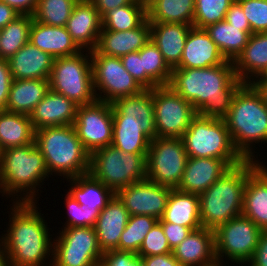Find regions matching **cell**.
Masks as SVG:
<instances>
[{
	"mask_svg": "<svg viewBox=\"0 0 267 266\" xmlns=\"http://www.w3.org/2000/svg\"><path fill=\"white\" fill-rule=\"evenodd\" d=\"M244 84L231 61L206 68H173L169 86L202 117L223 119Z\"/></svg>",
	"mask_w": 267,
	"mask_h": 266,
	"instance_id": "cell-1",
	"label": "cell"
},
{
	"mask_svg": "<svg viewBox=\"0 0 267 266\" xmlns=\"http://www.w3.org/2000/svg\"><path fill=\"white\" fill-rule=\"evenodd\" d=\"M9 215L7 233L0 237L11 266H46L52 257L53 241L37 202H15Z\"/></svg>",
	"mask_w": 267,
	"mask_h": 266,
	"instance_id": "cell-2",
	"label": "cell"
},
{
	"mask_svg": "<svg viewBox=\"0 0 267 266\" xmlns=\"http://www.w3.org/2000/svg\"><path fill=\"white\" fill-rule=\"evenodd\" d=\"M223 120L240 156L258 161L252 145L267 143V105L251 83H244L238 89Z\"/></svg>",
	"mask_w": 267,
	"mask_h": 266,
	"instance_id": "cell-3",
	"label": "cell"
},
{
	"mask_svg": "<svg viewBox=\"0 0 267 266\" xmlns=\"http://www.w3.org/2000/svg\"><path fill=\"white\" fill-rule=\"evenodd\" d=\"M260 161L244 160L231 167L199 196L202 227L215 230L242 215L244 189L248 175Z\"/></svg>",
	"mask_w": 267,
	"mask_h": 266,
	"instance_id": "cell-4",
	"label": "cell"
},
{
	"mask_svg": "<svg viewBox=\"0 0 267 266\" xmlns=\"http://www.w3.org/2000/svg\"><path fill=\"white\" fill-rule=\"evenodd\" d=\"M46 177L44 157L35 142L0 152V193L18 196L15 202H37V188Z\"/></svg>",
	"mask_w": 267,
	"mask_h": 266,
	"instance_id": "cell-5",
	"label": "cell"
},
{
	"mask_svg": "<svg viewBox=\"0 0 267 266\" xmlns=\"http://www.w3.org/2000/svg\"><path fill=\"white\" fill-rule=\"evenodd\" d=\"M35 143L50 176L54 173L71 179L89 172L90 153L79 140L73 125L38 129Z\"/></svg>",
	"mask_w": 267,
	"mask_h": 266,
	"instance_id": "cell-6",
	"label": "cell"
},
{
	"mask_svg": "<svg viewBox=\"0 0 267 266\" xmlns=\"http://www.w3.org/2000/svg\"><path fill=\"white\" fill-rule=\"evenodd\" d=\"M181 139L188 157L217 158L231 167L244 161L235 150L223 119L197 114Z\"/></svg>",
	"mask_w": 267,
	"mask_h": 266,
	"instance_id": "cell-7",
	"label": "cell"
},
{
	"mask_svg": "<svg viewBox=\"0 0 267 266\" xmlns=\"http://www.w3.org/2000/svg\"><path fill=\"white\" fill-rule=\"evenodd\" d=\"M146 155L106 146L90 154L88 173L116 194L130 184L146 179Z\"/></svg>",
	"mask_w": 267,
	"mask_h": 266,
	"instance_id": "cell-8",
	"label": "cell"
},
{
	"mask_svg": "<svg viewBox=\"0 0 267 266\" xmlns=\"http://www.w3.org/2000/svg\"><path fill=\"white\" fill-rule=\"evenodd\" d=\"M85 51L54 58L49 77L50 90L66 96L78 106L88 105L97 100L93 86L90 51L87 53Z\"/></svg>",
	"mask_w": 267,
	"mask_h": 266,
	"instance_id": "cell-9",
	"label": "cell"
},
{
	"mask_svg": "<svg viewBox=\"0 0 267 266\" xmlns=\"http://www.w3.org/2000/svg\"><path fill=\"white\" fill-rule=\"evenodd\" d=\"M261 233L262 230L243 215L232 218L217 227L214 230V242L218 265L224 266L222 264L224 256L232 263L248 264Z\"/></svg>",
	"mask_w": 267,
	"mask_h": 266,
	"instance_id": "cell-10",
	"label": "cell"
},
{
	"mask_svg": "<svg viewBox=\"0 0 267 266\" xmlns=\"http://www.w3.org/2000/svg\"><path fill=\"white\" fill-rule=\"evenodd\" d=\"M188 155L181 138L155 137L146 155V179L176 189L184 173Z\"/></svg>",
	"mask_w": 267,
	"mask_h": 266,
	"instance_id": "cell-11",
	"label": "cell"
},
{
	"mask_svg": "<svg viewBox=\"0 0 267 266\" xmlns=\"http://www.w3.org/2000/svg\"><path fill=\"white\" fill-rule=\"evenodd\" d=\"M62 230V231H61ZM53 239V252L48 266H95L103 252L94 227L62 228Z\"/></svg>",
	"mask_w": 267,
	"mask_h": 266,
	"instance_id": "cell-12",
	"label": "cell"
},
{
	"mask_svg": "<svg viewBox=\"0 0 267 266\" xmlns=\"http://www.w3.org/2000/svg\"><path fill=\"white\" fill-rule=\"evenodd\" d=\"M90 56L97 100L113 103L118 98L136 95L143 90L124 68L121 58L101 53H90Z\"/></svg>",
	"mask_w": 267,
	"mask_h": 266,
	"instance_id": "cell-13",
	"label": "cell"
},
{
	"mask_svg": "<svg viewBox=\"0 0 267 266\" xmlns=\"http://www.w3.org/2000/svg\"><path fill=\"white\" fill-rule=\"evenodd\" d=\"M153 107L156 137L182 138L197 115L192 104L169 85L153 88Z\"/></svg>",
	"mask_w": 267,
	"mask_h": 266,
	"instance_id": "cell-14",
	"label": "cell"
},
{
	"mask_svg": "<svg viewBox=\"0 0 267 266\" xmlns=\"http://www.w3.org/2000/svg\"><path fill=\"white\" fill-rule=\"evenodd\" d=\"M73 126L90 154L110 146L113 139L112 103L96 100L91 104L78 106Z\"/></svg>",
	"mask_w": 267,
	"mask_h": 266,
	"instance_id": "cell-15",
	"label": "cell"
},
{
	"mask_svg": "<svg viewBox=\"0 0 267 266\" xmlns=\"http://www.w3.org/2000/svg\"><path fill=\"white\" fill-rule=\"evenodd\" d=\"M171 190L172 188L144 179L119 190L116 195L130 216L149 215L160 220Z\"/></svg>",
	"mask_w": 267,
	"mask_h": 266,
	"instance_id": "cell-16",
	"label": "cell"
},
{
	"mask_svg": "<svg viewBox=\"0 0 267 266\" xmlns=\"http://www.w3.org/2000/svg\"><path fill=\"white\" fill-rule=\"evenodd\" d=\"M112 114L113 122L139 123L151 139L156 137L153 89L118 98L112 103Z\"/></svg>",
	"mask_w": 267,
	"mask_h": 266,
	"instance_id": "cell-17",
	"label": "cell"
},
{
	"mask_svg": "<svg viewBox=\"0 0 267 266\" xmlns=\"http://www.w3.org/2000/svg\"><path fill=\"white\" fill-rule=\"evenodd\" d=\"M66 29L80 50L93 51L97 45L102 24L98 10L90 0H79L73 8Z\"/></svg>",
	"mask_w": 267,
	"mask_h": 266,
	"instance_id": "cell-18",
	"label": "cell"
},
{
	"mask_svg": "<svg viewBox=\"0 0 267 266\" xmlns=\"http://www.w3.org/2000/svg\"><path fill=\"white\" fill-rule=\"evenodd\" d=\"M231 166L217 158L188 157L184 173L176 190L200 195Z\"/></svg>",
	"mask_w": 267,
	"mask_h": 266,
	"instance_id": "cell-19",
	"label": "cell"
},
{
	"mask_svg": "<svg viewBox=\"0 0 267 266\" xmlns=\"http://www.w3.org/2000/svg\"><path fill=\"white\" fill-rule=\"evenodd\" d=\"M181 266H219L215 255L214 230L201 227L172 250Z\"/></svg>",
	"mask_w": 267,
	"mask_h": 266,
	"instance_id": "cell-20",
	"label": "cell"
},
{
	"mask_svg": "<svg viewBox=\"0 0 267 266\" xmlns=\"http://www.w3.org/2000/svg\"><path fill=\"white\" fill-rule=\"evenodd\" d=\"M151 39L150 22L146 19L139 27L126 31L101 30L98 42L90 53H101L121 58L139 51Z\"/></svg>",
	"mask_w": 267,
	"mask_h": 266,
	"instance_id": "cell-21",
	"label": "cell"
},
{
	"mask_svg": "<svg viewBox=\"0 0 267 266\" xmlns=\"http://www.w3.org/2000/svg\"><path fill=\"white\" fill-rule=\"evenodd\" d=\"M77 109L74 101L49 90L29 117L35 131L44 127L73 125Z\"/></svg>",
	"mask_w": 267,
	"mask_h": 266,
	"instance_id": "cell-22",
	"label": "cell"
},
{
	"mask_svg": "<svg viewBox=\"0 0 267 266\" xmlns=\"http://www.w3.org/2000/svg\"><path fill=\"white\" fill-rule=\"evenodd\" d=\"M228 62L205 29L192 27L175 68H206Z\"/></svg>",
	"mask_w": 267,
	"mask_h": 266,
	"instance_id": "cell-23",
	"label": "cell"
},
{
	"mask_svg": "<svg viewBox=\"0 0 267 266\" xmlns=\"http://www.w3.org/2000/svg\"><path fill=\"white\" fill-rule=\"evenodd\" d=\"M130 214L116 194L100 211L94 225L102 252L116 250Z\"/></svg>",
	"mask_w": 267,
	"mask_h": 266,
	"instance_id": "cell-24",
	"label": "cell"
},
{
	"mask_svg": "<svg viewBox=\"0 0 267 266\" xmlns=\"http://www.w3.org/2000/svg\"><path fill=\"white\" fill-rule=\"evenodd\" d=\"M242 215L267 230V166L262 162L247 177Z\"/></svg>",
	"mask_w": 267,
	"mask_h": 266,
	"instance_id": "cell-25",
	"label": "cell"
},
{
	"mask_svg": "<svg viewBox=\"0 0 267 266\" xmlns=\"http://www.w3.org/2000/svg\"><path fill=\"white\" fill-rule=\"evenodd\" d=\"M7 61L13 79H49L54 57L28 42Z\"/></svg>",
	"mask_w": 267,
	"mask_h": 266,
	"instance_id": "cell-26",
	"label": "cell"
},
{
	"mask_svg": "<svg viewBox=\"0 0 267 266\" xmlns=\"http://www.w3.org/2000/svg\"><path fill=\"white\" fill-rule=\"evenodd\" d=\"M193 25L150 22L151 40L168 66L175 68L182 58L188 33Z\"/></svg>",
	"mask_w": 267,
	"mask_h": 266,
	"instance_id": "cell-27",
	"label": "cell"
},
{
	"mask_svg": "<svg viewBox=\"0 0 267 266\" xmlns=\"http://www.w3.org/2000/svg\"><path fill=\"white\" fill-rule=\"evenodd\" d=\"M29 42L52 57H65L81 51L66 27L49 26L33 19Z\"/></svg>",
	"mask_w": 267,
	"mask_h": 266,
	"instance_id": "cell-28",
	"label": "cell"
},
{
	"mask_svg": "<svg viewBox=\"0 0 267 266\" xmlns=\"http://www.w3.org/2000/svg\"><path fill=\"white\" fill-rule=\"evenodd\" d=\"M233 64L236 77L251 83L267 66V32L251 34Z\"/></svg>",
	"mask_w": 267,
	"mask_h": 266,
	"instance_id": "cell-29",
	"label": "cell"
},
{
	"mask_svg": "<svg viewBox=\"0 0 267 266\" xmlns=\"http://www.w3.org/2000/svg\"><path fill=\"white\" fill-rule=\"evenodd\" d=\"M49 90V79H13L5 110L29 116Z\"/></svg>",
	"mask_w": 267,
	"mask_h": 266,
	"instance_id": "cell-30",
	"label": "cell"
},
{
	"mask_svg": "<svg viewBox=\"0 0 267 266\" xmlns=\"http://www.w3.org/2000/svg\"><path fill=\"white\" fill-rule=\"evenodd\" d=\"M162 219L189 227L192 231L201 228L199 196L172 189Z\"/></svg>",
	"mask_w": 267,
	"mask_h": 266,
	"instance_id": "cell-31",
	"label": "cell"
},
{
	"mask_svg": "<svg viewBox=\"0 0 267 266\" xmlns=\"http://www.w3.org/2000/svg\"><path fill=\"white\" fill-rule=\"evenodd\" d=\"M35 142V129L28 115L0 110V152Z\"/></svg>",
	"mask_w": 267,
	"mask_h": 266,
	"instance_id": "cell-32",
	"label": "cell"
},
{
	"mask_svg": "<svg viewBox=\"0 0 267 266\" xmlns=\"http://www.w3.org/2000/svg\"><path fill=\"white\" fill-rule=\"evenodd\" d=\"M68 194L80 205L93 211H101L114 193L89 173L71 179Z\"/></svg>",
	"mask_w": 267,
	"mask_h": 266,
	"instance_id": "cell-33",
	"label": "cell"
},
{
	"mask_svg": "<svg viewBox=\"0 0 267 266\" xmlns=\"http://www.w3.org/2000/svg\"><path fill=\"white\" fill-rule=\"evenodd\" d=\"M147 20L193 25L195 0H146Z\"/></svg>",
	"mask_w": 267,
	"mask_h": 266,
	"instance_id": "cell-34",
	"label": "cell"
},
{
	"mask_svg": "<svg viewBox=\"0 0 267 266\" xmlns=\"http://www.w3.org/2000/svg\"><path fill=\"white\" fill-rule=\"evenodd\" d=\"M227 61L234 62L242 53L250 35L242 27L232 26L225 20L204 28Z\"/></svg>",
	"mask_w": 267,
	"mask_h": 266,
	"instance_id": "cell-35",
	"label": "cell"
},
{
	"mask_svg": "<svg viewBox=\"0 0 267 266\" xmlns=\"http://www.w3.org/2000/svg\"><path fill=\"white\" fill-rule=\"evenodd\" d=\"M147 19L146 0H133L101 17V30L126 31L139 27Z\"/></svg>",
	"mask_w": 267,
	"mask_h": 266,
	"instance_id": "cell-36",
	"label": "cell"
},
{
	"mask_svg": "<svg viewBox=\"0 0 267 266\" xmlns=\"http://www.w3.org/2000/svg\"><path fill=\"white\" fill-rule=\"evenodd\" d=\"M140 57L145 70V89L169 84L172 69L151 39L140 49Z\"/></svg>",
	"mask_w": 267,
	"mask_h": 266,
	"instance_id": "cell-37",
	"label": "cell"
},
{
	"mask_svg": "<svg viewBox=\"0 0 267 266\" xmlns=\"http://www.w3.org/2000/svg\"><path fill=\"white\" fill-rule=\"evenodd\" d=\"M151 140L139 123L113 122L111 145L123 152L147 154Z\"/></svg>",
	"mask_w": 267,
	"mask_h": 266,
	"instance_id": "cell-38",
	"label": "cell"
},
{
	"mask_svg": "<svg viewBox=\"0 0 267 266\" xmlns=\"http://www.w3.org/2000/svg\"><path fill=\"white\" fill-rule=\"evenodd\" d=\"M32 15H19L0 29V58L8 60L29 42Z\"/></svg>",
	"mask_w": 267,
	"mask_h": 266,
	"instance_id": "cell-39",
	"label": "cell"
},
{
	"mask_svg": "<svg viewBox=\"0 0 267 266\" xmlns=\"http://www.w3.org/2000/svg\"><path fill=\"white\" fill-rule=\"evenodd\" d=\"M157 221L149 215L130 216L116 250L138 253L144 238Z\"/></svg>",
	"mask_w": 267,
	"mask_h": 266,
	"instance_id": "cell-40",
	"label": "cell"
},
{
	"mask_svg": "<svg viewBox=\"0 0 267 266\" xmlns=\"http://www.w3.org/2000/svg\"><path fill=\"white\" fill-rule=\"evenodd\" d=\"M79 0H39L33 15L35 21L49 25L66 27L74 6Z\"/></svg>",
	"mask_w": 267,
	"mask_h": 266,
	"instance_id": "cell-41",
	"label": "cell"
},
{
	"mask_svg": "<svg viewBox=\"0 0 267 266\" xmlns=\"http://www.w3.org/2000/svg\"><path fill=\"white\" fill-rule=\"evenodd\" d=\"M235 0H195L193 27L204 29L224 21L230 5Z\"/></svg>",
	"mask_w": 267,
	"mask_h": 266,
	"instance_id": "cell-42",
	"label": "cell"
},
{
	"mask_svg": "<svg viewBox=\"0 0 267 266\" xmlns=\"http://www.w3.org/2000/svg\"><path fill=\"white\" fill-rule=\"evenodd\" d=\"M65 206L68 210V218L63 228L69 227H94L100 211H93L88 207L80 205L72 196L68 193L65 196Z\"/></svg>",
	"mask_w": 267,
	"mask_h": 266,
	"instance_id": "cell-43",
	"label": "cell"
},
{
	"mask_svg": "<svg viewBox=\"0 0 267 266\" xmlns=\"http://www.w3.org/2000/svg\"><path fill=\"white\" fill-rule=\"evenodd\" d=\"M250 24L252 34L267 32V0H236Z\"/></svg>",
	"mask_w": 267,
	"mask_h": 266,
	"instance_id": "cell-44",
	"label": "cell"
},
{
	"mask_svg": "<svg viewBox=\"0 0 267 266\" xmlns=\"http://www.w3.org/2000/svg\"><path fill=\"white\" fill-rule=\"evenodd\" d=\"M172 250L165 237L161 223L157 221L147 233L137 253L139 257L171 253Z\"/></svg>",
	"mask_w": 267,
	"mask_h": 266,
	"instance_id": "cell-45",
	"label": "cell"
},
{
	"mask_svg": "<svg viewBox=\"0 0 267 266\" xmlns=\"http://www.w3.org/2000/svg\"><path fill=\"white\" fill-rule=\"evenodd\" d=\"M139 255L131 251L109 250L95 266H138Z\"/></svg>",
	"mask_w": 267,
	"mask_h": 266,
	"instance_id": "cell-46",
	"label": "cell"
},
{
	"mask_svg": "<svg viewBox=\"0 0 267 266\" xmlns=\"http://www.w3.org/2000/svg\"><path fill=\"white\" fill-rule=\"evenodd\" d=\"M124 68L131 76L145 89V70H143L142 58L140 50L132 52L121 57Z\"/></svg>",
	"mask_w": 267,
	"mask_h": 266,
	"instance_id": "cell-47",
	"label": "cell"
},
{
	"mask_svg": "<svg viewBox=\"0 0 267 266\" xmlns=\"http://www.w3.org/2000/svg\"><path fill=\"white\" fill-rule=\"evenodd\" d=\"M158 221L161 223L165 237L167 238L171 250L176 248L192 231L189 227L168 223L165 222L162 218Z\"/></svg>",
	"mask_w": 267,
	"mask_h": 266,
	"instance_id": "cell-48",
	"label": "cell"
},
{
	"mask_svg": "<svg viewBox=\"0 0 267 266\" xmlns=\"http://www.w3.org/2000/svg\"><path fill=\"white\" fill-rule=\"evenodd\" d=\"M12 81L8 61L0 58V110L6 108Z\"/></svg>",
	"mask_w": 267,
	"mask_h": 266,
	"instance_id": "cell-49",
	"label": "cell"
},
{
	"mask_svg": "<svg viewBox=\"0 0 267 266\" xmlns=\"http://www.w3.org/2000/svg\"><path fill=\"white\" fill-rule=\"evenodd\" d=\"M225 21L232 26L242 27V30L246 31L249 35L252 34V30L245 13L241 5L236 0L230 5L225 16Z\"/></svg>",
	"mask_w": 267,
	"mask_h": 266,
	"instance_id": "cell-50",
	"label": "cell"
},
{
	"mask_svg": "<svg viewBox=\"0 0 267 266\" xmlns=\"http://www.w3.org/2000/svg\"><path fill=\"white\" fill-rule=\"evenodd\" d=\"M248 263L250 266H267V230L260 234L257 247Z\"/></svg>",
	"mask_w": 267,
	"mask_h": 266,
	"instance_id": "cell-51",
	"label": "cell"
},
{
	"mask_svg": "<svg viewBox=\"0 0 267 266\" xmlns=\"http://www.w3.org/2000/svg\"><path fill=\"white\" fill-rule=\"evenodd\" d=\"M145 266H181L173 253L140 257Z\"/></svg>",
	"mask_w": 267,
	"mask_h": 266,
	"instance_id": "cell-52",
	"label": "cell"
},
{
	"mask_svg": "<svg viewBox=\"0 0 267 266\" xmlns=\"http://www.w3.org/2000/svg\"><path fill=\"white\" fill-rule=\"evenodd\" d=\"M14 8L21 15H34L39 0H0Z\"/></svg>",
	"mask_w": 267,
	"mask_h": 266,
	"instance_id": "cell-53",
	"label": "cell"
},
{
	"mask_svg": "<svg viewBox=\"0 0 267 266\" xmlns=\"http://www.w3.org/2000/svg\"><path fill=\"white\" fill-rule=\"evenodd\" d=\"M99 12L100 17H102L106 12L113 10L117 7L128 5L133 0H90Z\"/></svg>",
	"mask_w": 267,
	"mask_h": 266,
	"instance_id": "cell-54",
	"label": "cell"
},
{
	"mask_svg": "<svg viewBox=\"0 0 267 266\" xmlns=\"http://www.w3.org/2000/svg\"><path fill=\"white\" fill-rule=\"evenodd\" d=\"M19 15L14 8L5 2L0 1V29H3L9 22L15 20Z\"/></svg>",
	"mask_w": 267,
	"mask_h": 266,
	"instance_id": "cell-55",
	"label": "cell"
},
{
	"mask_svg": "<svg viewBox=\"0 0 267 266\" xmlns=\"http://www.w3.org/2000/svg\"><path fill=\"white\" fill-rule=\"evenodd\" d=\"M260 93L263 101L267 105V83H251Z\"/></svg>",
	"mask_w": 267,
	"mask_h": 266,
	"instance_id": "cell-56",
	"label": "cell"
},
{
	"mask_svg": "<svg viewBox=\"0 0 267 266\" xmlns=\"http://www.w3.org/2000/svg\"><path fill=\"white\" fill-rule=\"evenodd\" d=\"M0 266H11L10 259L0 242Z\"/></svg>",
	"mask_w": 267,
	"mask_h": 266,
	"instance_id": "cell-57",
	"label": "cell"
},
{
	"mask_svg": "<svg viewBox=\"0 0 267 266\" xmlns=\"http://www.w3.org/2000/svg\"><path fill=\"white\" fill-rule=\"evenodd\" d=\"M251 83H267V66Z\"/></svg>",
	"mask_w": 267,
	"mask_h": 266,
	"instance_id": "cell-58",
	"label": "cell"
},
{
	"mask_svg": "<svg viewBox=\"0 0 267 266\" xmlns=\"http://www.w3.org/2000/svg\"><path fill=\"white\" fill-rule=\"evenodd\" d=\"M138 266H145L140 257L138 258Z\"/></svg>",
	"mask_w": 267,
	"mask_h": 266,
	"instance_id": "cell-59",
	"label": "cell"
}]
</instances>
